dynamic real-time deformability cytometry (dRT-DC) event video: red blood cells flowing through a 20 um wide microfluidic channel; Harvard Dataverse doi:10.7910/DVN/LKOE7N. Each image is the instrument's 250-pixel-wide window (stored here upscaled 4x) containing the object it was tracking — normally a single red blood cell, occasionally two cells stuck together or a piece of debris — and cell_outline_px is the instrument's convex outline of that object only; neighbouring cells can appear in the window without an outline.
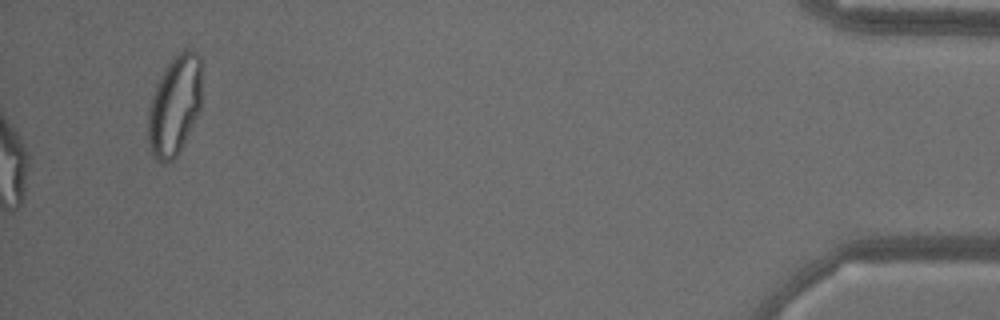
{"species": "common noctule bat (a hibernating species)", "species_latin": "Nyctalus noctula", "temperature_condition": "warm", "stored_images_in_passage": 53, "camera_frame_rate_fps": 3000, "um_per_image_px": 0.085, "animal": {"sex": "male", "body_mass_g": 18.8}, "frame": {"image": 1, "passage_image": 53, "time_ms": 17.333, "image_size_px": [1000, 320], "cell_outline_px": [[200, 112], [180, 152], [172, 160], [164, 164], [160, 164], [156, 160], [148, 144], [148, 108], [156, 84], [164, 68], [184, 48], [196, 52], [200, 56]], "centroid_in_image_um": [14.83, 9.02], "position_along_channel_um": 420.4, "area_um2": 31.44}, "authors_computed_cell_mechanics": {"area_um2": 28.1486, "velocity_mm_per_s": 3.805, "shape_relaxation_time_tau1_ms": null, "shape_relaxation_time_tau2_ms": 1.4852, "deformation_change_tau1": null, "deformation_change_tau2": 0.1064}}